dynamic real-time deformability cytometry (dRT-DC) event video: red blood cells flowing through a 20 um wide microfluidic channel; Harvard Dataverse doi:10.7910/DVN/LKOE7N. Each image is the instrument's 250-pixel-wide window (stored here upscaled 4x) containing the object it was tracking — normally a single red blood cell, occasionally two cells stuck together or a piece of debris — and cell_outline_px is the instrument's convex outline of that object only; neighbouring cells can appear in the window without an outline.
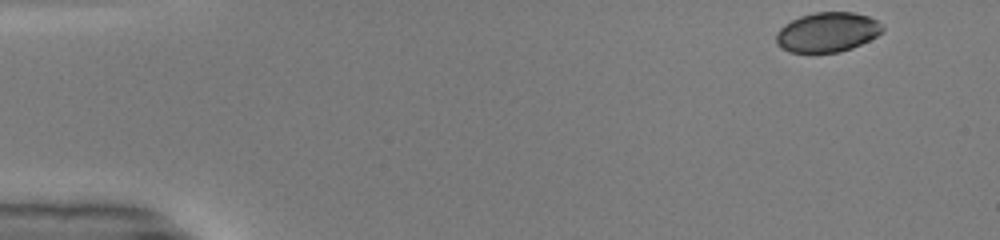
{"species": "common noctule bat (a hibernating species)", "species_latin": "Nyctalus noctula", "temperature_condition": "warm", "stored_images_in_passage": 46, "camera_frame_rate_fps": 3000, "um_per_image_px": 0.085, "animal": {"sex": "male", "body_mass_g": 19.0, "forearm_length_mm": 50.8}, "frame": {"image": 1, "passage_image": 1, "time_ms": 0.0, "image_size_px": [1000, 240], "cell_outline_px": [[884, 32], [852, 48], [840, 52], [788, 52], [780, 48], [776, 44], [776, 32], [784, 24], [800, 16], [816, 12], [852, 12], [868, 16], [876, 20], [884, 28]], "centroid_in_image_um": [70.3, 2.74], "position_along_channel_um": 14.7, "area_um2": 24.62}}
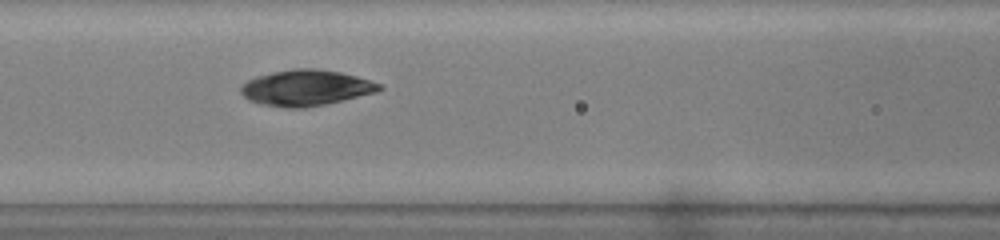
{"frame": {"image": 2, "passage_image": 19, "time_ms": 6.0, "image_size_px": [1000, 240], "cell_outline_px": [[384, 88], [376, 92], [324, 104], [304, 108], [284, 108], [260, 104], [248, 100], [240, 92], [240, 88], [248, 80], [256, 76], [272, 72], [292, 68], [316, 68], [340, 72], [356, 76], [380, 84]], "centroid_in_image_um": [25.97, 7.46], "position_along_channel_um": 140.6, "area_um2": 28.84}}
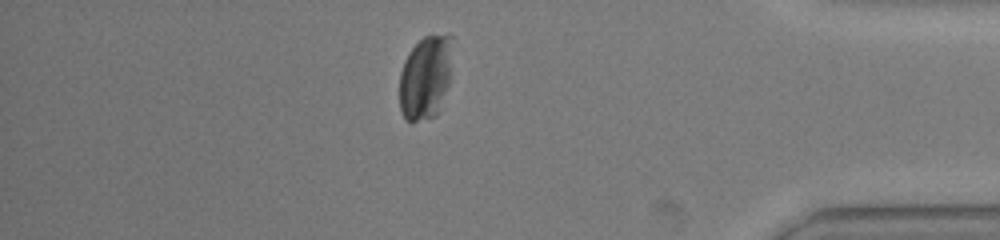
{"frame": {"image": 3, "passage_image": 40, "time_ms": 13.0, "image_size_px": [1000, 240], "cell_outline_px": [[452, 36], [448, 84], [440, 112], [436, 116], [416, 120], [404, 120], [400, 112], [400, 72], [404, 60], [408, 52], [424, 36], [448, 32]], "centroid_in_image_um": [36.16, 6.56], "position_along_channel_um": 399.0, "area_um2": 26.01}, "authors_computed_cell_mechanics": {"area_um2": 27.1371, "velocity_mm_per_s": 4.1137, "shape_relaxation_time_tau1_ms": 1.2388, "shape_relaxation_time_tau2_ms": 2.3482, "deformation_change_tau1": 0.0571, "deformation_change_tau2": 0.0887}}